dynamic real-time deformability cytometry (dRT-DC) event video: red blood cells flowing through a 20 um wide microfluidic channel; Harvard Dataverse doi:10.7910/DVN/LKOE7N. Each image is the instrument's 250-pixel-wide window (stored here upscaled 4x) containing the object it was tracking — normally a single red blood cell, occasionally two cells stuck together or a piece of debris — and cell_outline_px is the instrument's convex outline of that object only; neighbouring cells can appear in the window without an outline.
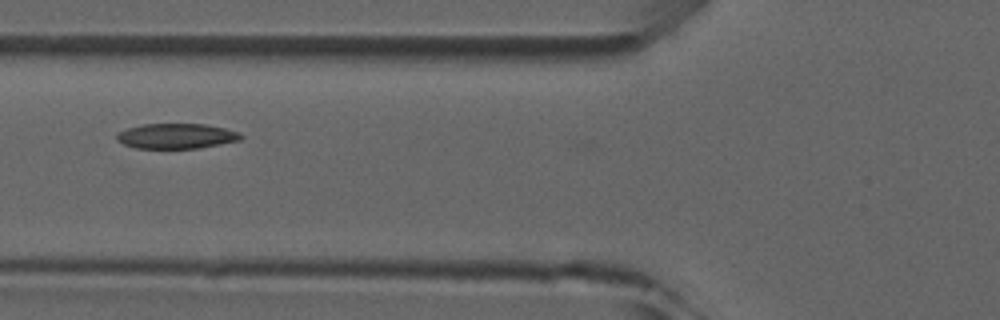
{"species": "common noctule bat (a hibernating species)", "species_latin": "Nyctalus noctula", "temperature_condition": "room temperature", "stored_images_in_passage": 7, "camera_frame_rate_fps": 3000, "um_per_image_px": 0.085, "animal": {"sex": "male", "forearm_length_mm": 52.5}, "frame": {"image": 1, "passage_image": 6, "time_ms": 5.667, "image_size_px": [1000, 320], "cell_outline_px": [[244, 136], [240, 140], [220, 144], [196, 148], [136, 148], [124, 144], [116, 140], [116, 136], [120, 132], [128, 128], [144, 124], [204, 124], [224, 128], [240, 132]], "centroid_in_image_um": [15.01, 11.56], "position_along_channel_um": 110.8, "area_um2": 18.03}}
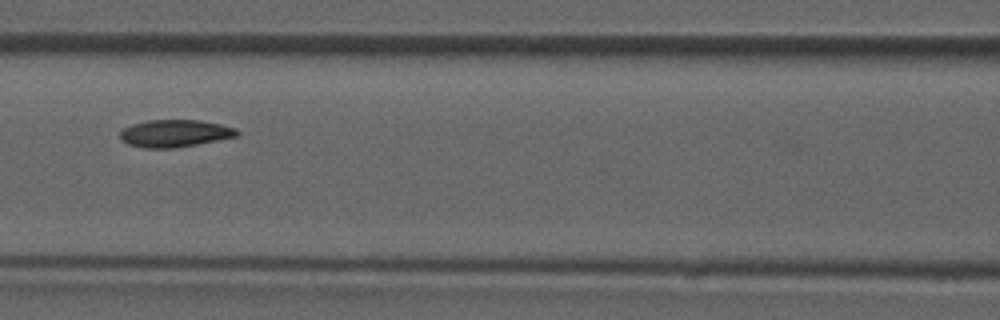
{"frame": {"image": 2, "passage_image": 7, "time_ms": 6.667, "image_size_px": [1000, 320], "cell_outline_px": [[240, 132], [236, 136], [196, 144], [172, 148], [144, 148], [128, 144], [120, 140], [120, 132], [124, 128], [132, 124], [148, 120], [200, 120], [220, 124], [236, 128]], "centroid_in_image_um": [14.83, 11.33], "position_along_channel_um": 151.8, "area_um2": 18.5}}